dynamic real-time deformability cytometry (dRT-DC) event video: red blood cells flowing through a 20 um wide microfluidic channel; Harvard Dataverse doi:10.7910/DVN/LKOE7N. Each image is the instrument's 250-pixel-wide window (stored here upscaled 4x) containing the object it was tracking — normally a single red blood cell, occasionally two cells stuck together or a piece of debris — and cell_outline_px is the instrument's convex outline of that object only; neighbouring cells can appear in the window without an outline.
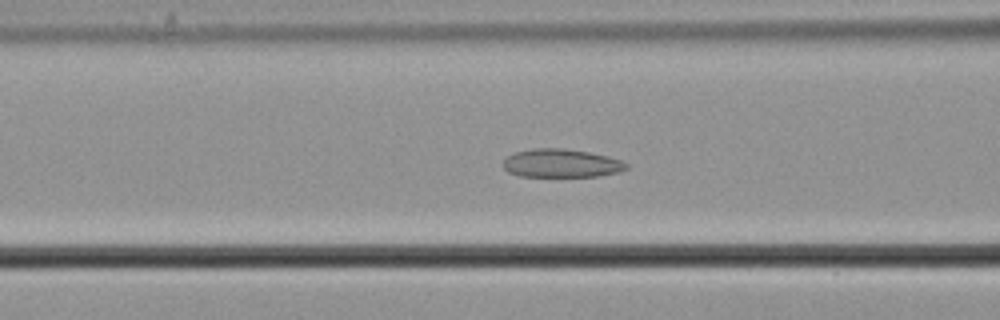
{"species": "common noctule bat (a hibernating species)", "species_latin": "Nyctalus noctula", "temperature_condition": "cold", "stored_images_in_passage": 47, "camera_frame_rate_fps": 3000, "um_per_image_px": 0.085, "animal": {"sex": "male", "body_mass_g": 21.5, "forearm_length_mm": 52.0}, "frame": {"image": 1, "passage_image": 21, "time_ms": 6.667, "image_size_px": [1000, 320], "cell_outline_px": [[628, 168], [620, 172], [600, 176], [520, 176], [508, 172], [504, 168], [504, 160], [508, 156], [516, 152], [532, 148], [564, 148], [588, 152], [608, 156], [620, 160], [628, 164]], "centroid_in_image_um": [47.73, 13.87], "position_along_channel_um": 118.9, "area_um2": 20.35}}
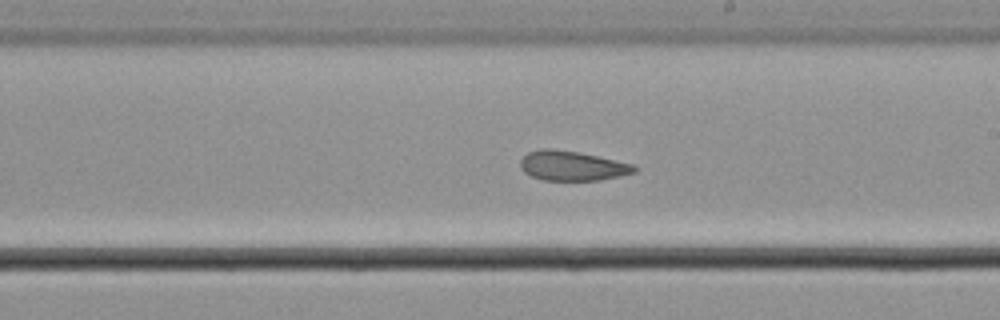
{"frame": {"image": 2, "passage_image": 31, "time_ms": 10.0, "image_size_px": [1000, 320], "cell_outline_px": [[636, 172], [620, 176], [600, 180], [544, 180], [532, 176], [524, 172], [520, 168], [520, 160], [528, 152], [540, 148], [552, 148], [576, 152], [596, 156], [632, 164], [636, 168]], "centroid_in_image_um": [48.59, 14.09], "position_along_channel_um": 240.4, "area_um2": 19.54}}
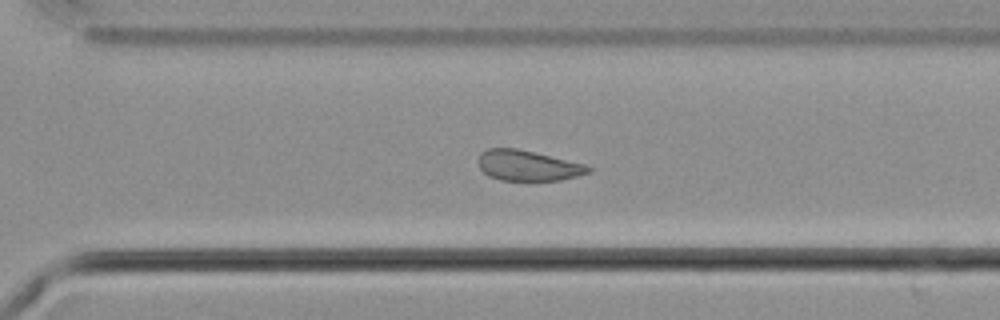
{"frame": {"image": 3, "passage_image": 38, "time_ms": 12.333, "image_size_px": [1000, 320], "cell_outline_px": [[592, 172], [560, 180], [532, 184], [500, 180], [488, 176], [480, 168], [476, 160], [480, 152], [488, 148], [516, 148], [584, 164], [592, 168]], "centroid_in_image_um": [44.83, 14.13], "position_along_channel_um": 325.8, "area_um2": 20.35}, "authors_computed_cell_mechanics": {"area_um2": 21.5016, "velocity_mm_per_s": 3.6492, "shape_relaxation_time_tau1_ms": null, "shape_relaxation_time_tau2_ms": 5.1072, "deformation_change_tau1": null, "deformation_change_tau2": 0.1098}}